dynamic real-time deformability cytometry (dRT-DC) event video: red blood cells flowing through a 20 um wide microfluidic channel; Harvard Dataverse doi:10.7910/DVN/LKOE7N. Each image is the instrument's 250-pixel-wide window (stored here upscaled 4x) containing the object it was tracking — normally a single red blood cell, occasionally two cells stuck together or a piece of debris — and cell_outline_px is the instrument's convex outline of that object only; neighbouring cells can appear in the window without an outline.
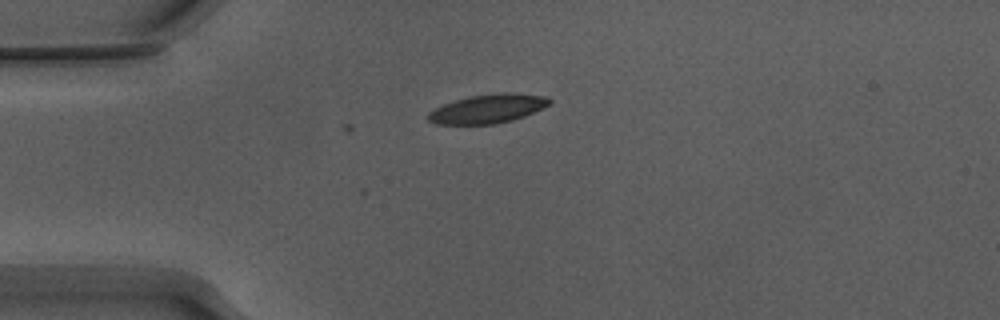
{"species": "Egyptian fruit bat (a non-hibernating species)", "species_latin": "Rousettus aegyptiacus", "temperature_condition": "warm", "stored_images_in_passage": 3, "camera_frame_rate_fps": 3000, "um_per_image_px": 0.085, "animal": {"sex": "male"}, "frame": {"image": 1, "passage_image": 3, "time_ms": 0.667, "image_size_px": [1000, 320], "cell_outline_px": [[552, 100], [548, 104], [524, 116], [512, 120], [496, 124], [436, 124], [428, 120], [424, 116], [428, 112], [444, 104], [456, 100], [472, 96], [500, 92], [504, 92], [544, 96]], "centroid_in_image_um": [41.4, 9.25], "position_along_channel_um": 43.6, "area_um2": 20.11}}